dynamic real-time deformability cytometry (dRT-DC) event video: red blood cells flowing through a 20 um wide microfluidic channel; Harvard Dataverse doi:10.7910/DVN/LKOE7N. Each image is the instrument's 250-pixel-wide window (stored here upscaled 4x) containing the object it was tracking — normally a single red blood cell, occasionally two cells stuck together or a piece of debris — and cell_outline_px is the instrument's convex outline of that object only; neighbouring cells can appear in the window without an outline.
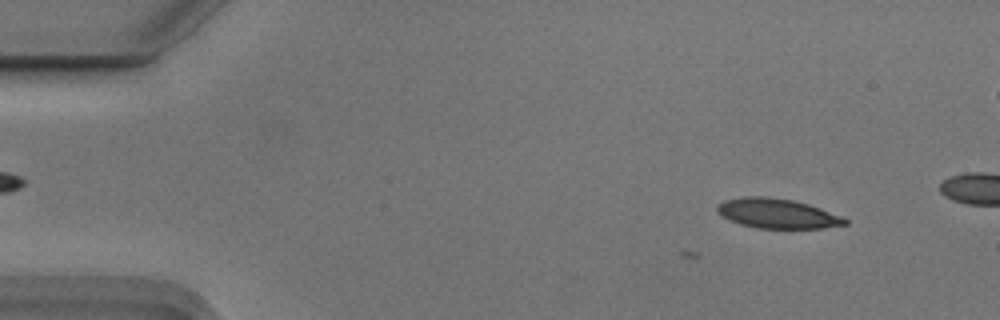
{"species": "Egyptian fruit bat (a non-hibernating species)", "species_latin": "Rousettus aegyptiacus", "temperature_condition": "cold", "stored_images_in_passage": 2, "camera_frame_rate_fps": 3000, "um_per_image_px": 0.085, "animal": {"sex": "male"}, "frame": {"image": 1, "passage_image": 2, "time_ms": 0.333, "image_size_px": [1000, 320], "cell_outline_px": [[848, 224], [824, 228], [756, 228], [740, 224], [728, 220], [720, 216], [716, 212], [716, 208], [724, 200], [744, 196], [764, 196], [792, 200], [808, 204], [820, 208], [840, 216], [848, 220]], "centroid_in_image_um": [66.02, 18.15], "position_along_channel_um": 19.0, "area_um2": 22.14}}